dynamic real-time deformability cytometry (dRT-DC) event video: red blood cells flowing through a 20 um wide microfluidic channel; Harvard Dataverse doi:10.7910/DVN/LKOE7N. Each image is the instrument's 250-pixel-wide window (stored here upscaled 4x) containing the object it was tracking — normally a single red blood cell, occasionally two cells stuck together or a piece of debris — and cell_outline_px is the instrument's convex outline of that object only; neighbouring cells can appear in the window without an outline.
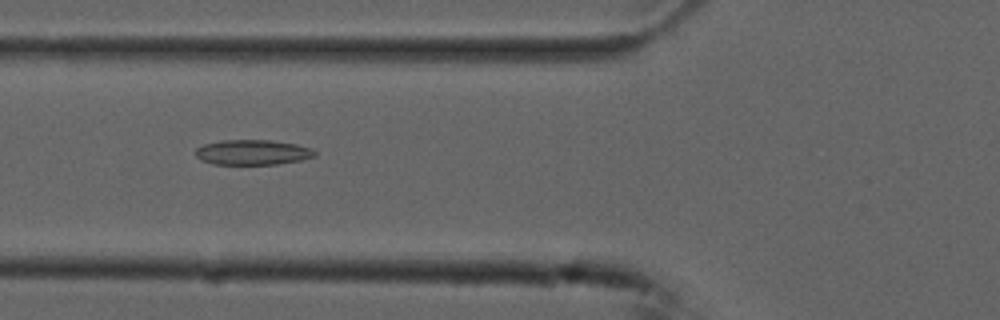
{"species": "common noctule bat (a hibernating species)", "species_latin": "Nyctalus noctula", "temperature_condition": "cold", "stored_images_in_passage": 35, "camera_frame_rate_fps": 3000, "um_per_image_px": 0.085, "animal": {"sex": "male", "forearm_length_mm": 52.5}, "frame": {"image": 1, "passage_image": 5, "time_ms": 1.333, "image_size_px": [1000, 320], "cell_outline_px": [[316, 156], [300, 160], [276, 164], [212, 164], [196, 156], [196, 148], [204, 144], [220, 140], [272, 140], [296, 144], [312, 148], [316, 152]], "centroid_in_image_um": [21.49, 12.94], "position_along_channel_um": 104.3, "area_um2": 17.4}}
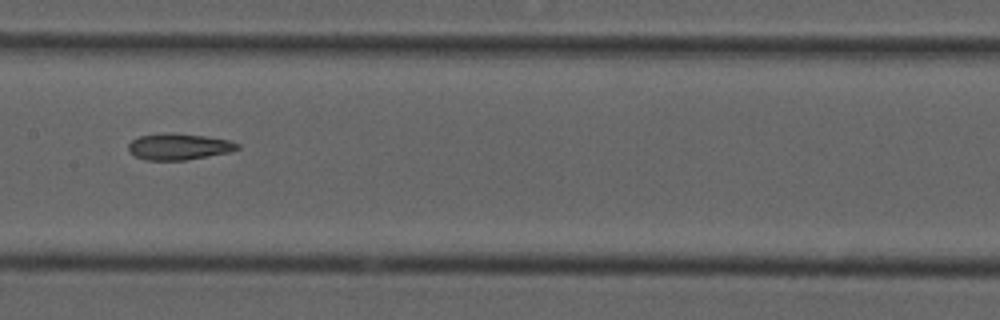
{"frame": {"image": 2, "passage_image": 12, "time_ms": 3.667, "image_size_px": [1000, 320], "cell_outline_px": [[240, 148], [228, 152], [184, 160], [144, 160], [136, 156], [128, 148], [128, 144], [132, 140], [140, 136], [172, 132], [204, 136], [228, 140], [240, 144]], "centroid_in_image_um": [15.2, 12.46], "position_along_channel_um": 192.2, "area_um2": 16.47}}
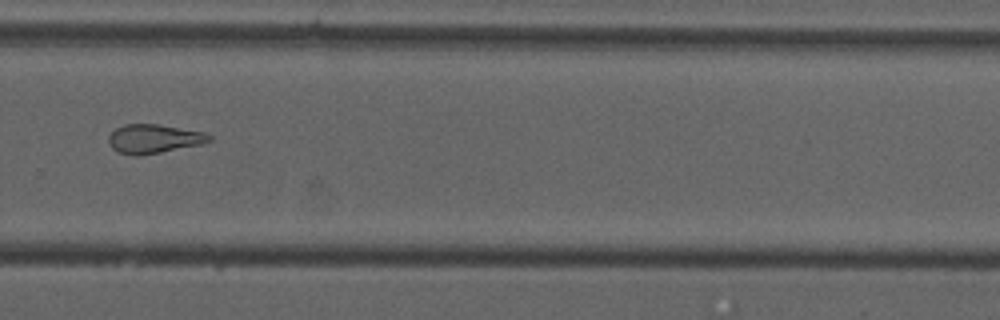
{"frame": {"image": 3, "passage_image": 22, "time_ms": 7.0, "image_size_px": [1000, 320], "cell_outline_px": [[212, 140], [200, 144], [160, 152], [136, 156], [120, 152], [112, 148], [108, 144], [108, 136], [116, 128], [124, 124], [156, 124], [204, 132], [212, 136]], "centroid_in_image_um": [13.05, 11.79], "position_along_channel_um": 316.8, "area_um2": 16.76}, "authors_computed_cell_mechanics": {"area_um2": 17.2822, "velocity_mm_per_s": 3.7518, "shape_relaxation_time_tau1_ms": null, "shape_relaxation_time_tau2_ms": 4.3635, "deformation_change_tau1": null, "deformation_change_tau2": 0.1308}}